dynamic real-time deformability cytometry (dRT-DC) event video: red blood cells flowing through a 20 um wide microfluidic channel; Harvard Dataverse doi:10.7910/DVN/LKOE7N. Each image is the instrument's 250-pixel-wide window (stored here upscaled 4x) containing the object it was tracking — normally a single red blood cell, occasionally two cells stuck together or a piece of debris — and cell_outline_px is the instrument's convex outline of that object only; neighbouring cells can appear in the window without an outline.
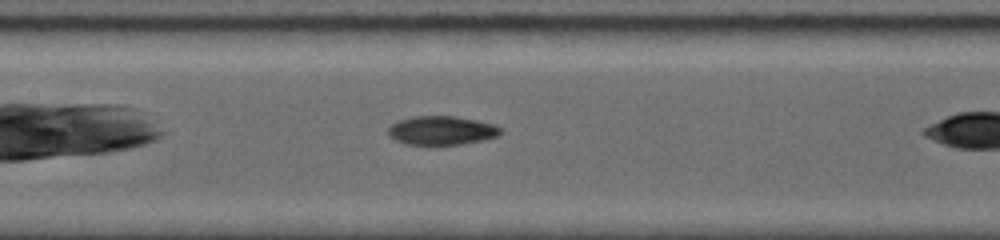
{"species": "common noctule bat (a hibernating species)", "species_latin": "Nyctalus noctula", "temperature_condition": "room temperature", "stored_images_in_passage": 19, "camera_frame_rate_fps": 5000, "um_per_image_px": 0.085, "animal": {"sex": "female", "body_mass_g": 19.0, "forearm_length_mm": 56.7}, "frame": {"image": 1, "passage_image": 9, "time_ms": 4.0, "image_size_px": [1000, 240], "cell_outline_px": [[504, 132], [500, 136], [484, 140], [436, 148], [404, 144], [388, 136], [388, 128], [392, 124], [400, 120], [412, 116], [456, 116], [496, 124]], "centroid_in_image_um": [37.55, 11.13], "position_along_channel_um": 169.9, "area_um2": 19.83}}
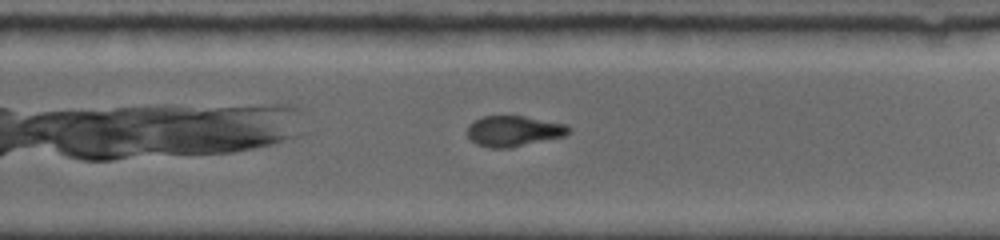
{"frame": {"image": 2, "passage_image": 14, "time_ms": 7.0, "image_size_px": [1000, 240], "cell_outline_px": [[572, 132], [564, 136], [508, 148], [488, 148], [476, 144], [468, 136], [468, 124], [484, 116], [524, 116], [568, 124], [572, 128]], "centroid_in_image_um": [43.7, 11.14], "position_along_channel_um": 286.1, "area_um2": 18.15}}
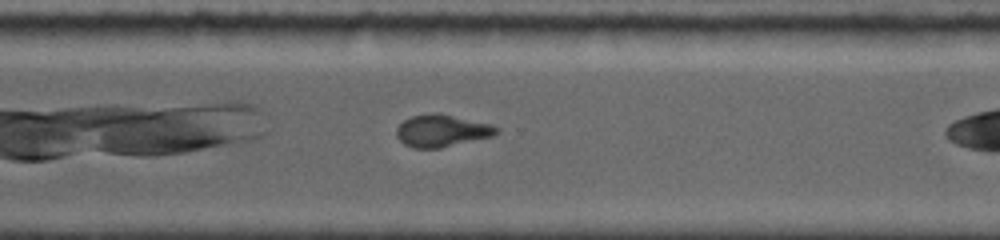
{"frame": {"image": 3, "passage_image": 16, "time_ms": 8.2, "image_size_px": [1000, 240], "cell_outline_px": [[500, 132], [492, 136], [440, 148], [416, 148], [404, 144], [396, 136], [396, 128], [404, 120], [412, 116], [432, 112], [436, 112], [492, 124], [500, 128]], "centroid_in_image_um": [37.56, 11.1], "position_along_channel_um": 333.0, "area_um2": 18.79}}